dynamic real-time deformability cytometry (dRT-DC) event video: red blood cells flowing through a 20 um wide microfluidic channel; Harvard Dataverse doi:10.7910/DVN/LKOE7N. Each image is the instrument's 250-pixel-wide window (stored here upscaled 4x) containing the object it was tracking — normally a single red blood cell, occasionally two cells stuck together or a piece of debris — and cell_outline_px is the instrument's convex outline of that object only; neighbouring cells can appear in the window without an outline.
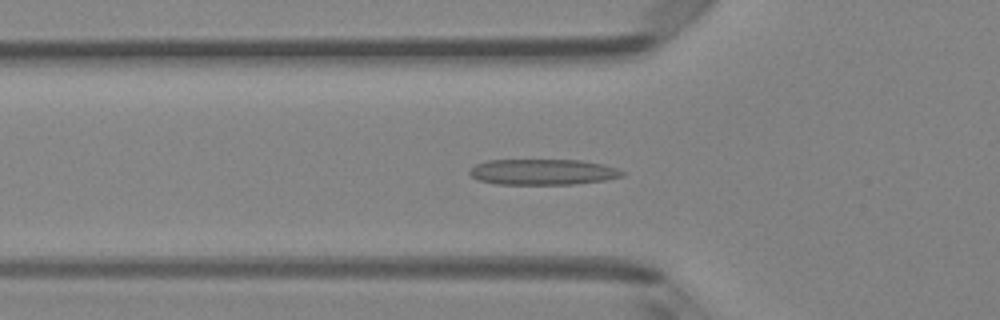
{"species": "Egyptian fruit bat (a non-hibernating species)", "species_latin": "Rousettus aegyptiacus", "temperature_condition": "room temperature", "stored_images_in_passage": 30, "camera_frame_rate_fps": 3000, "um_per_image_px": 0.085, "animal": {"sex": "female"}, "frame": {"image": 1, "passage_image": 2, "time_ms": 0.333, "image_size_px": [1000, 320], "cell_outline_px": [[624, 176], [604, 180], [576, 184], [496, 184], [476, 180], [468, 172], [476, 164], [488, 160], [580, 160], [604, 164], [616, 168], [624, 172]], "centroid_in_image_um": [46.13, 14.62], "position_along_channel_um": 79.7, "area_um2": 22.95}}
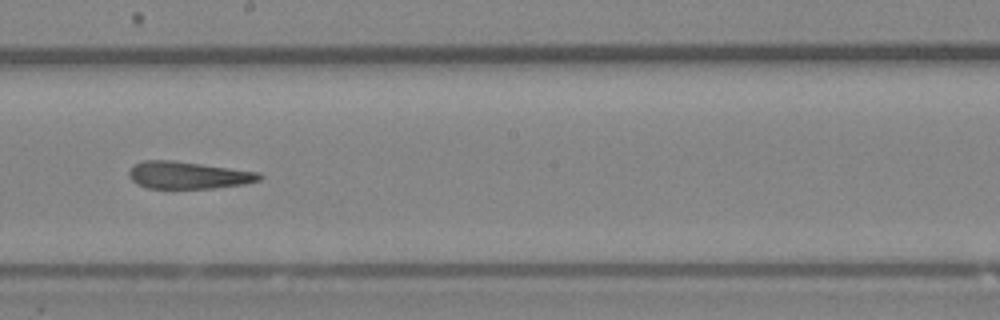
{"frame": {"image": 2, "passage_image": 13, "time_ms": 4.0, "image_size_px": [1000, 320], "cell_outline_px": [[264, 176], [260, 180], [244, 184], [212, 188], [148, 188], [136, 184], [128, 176], [128, 172], [136, 164], [144, 160], [172, 160], [260, 172]], "centroid_in_image_um": [16.01, 14.89], "position_along_channel_um": 232.2, "area_um2": 20.63}}
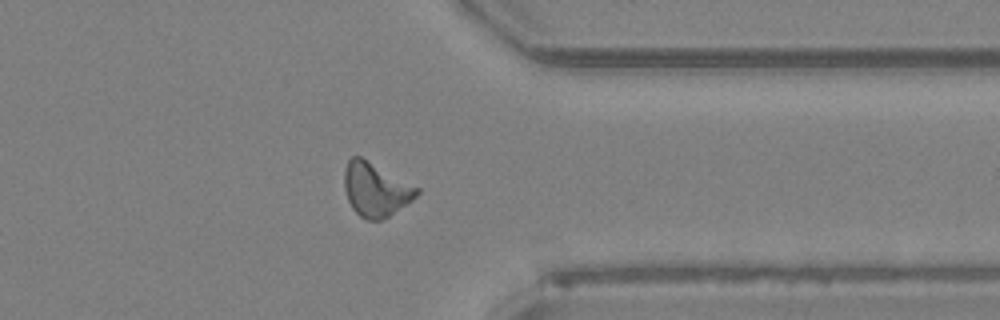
{"frame": {"image": 3, "passage_image": 24, "time_ms": 7.667, "image_size_px": [1000, 320], "cell_outline_px": [[420, 192], [412, 200], [388, 216], [380, 220], [368, 220], [360, 216], [352, 208], [348, 200], [344, 188], [344, 168], [348, 160], [352, 156], [360, 156], [420, 188]], "centroid_in_image_um": [31.91, 16.1], "position_along_channel_um": 379.5, "area_um2": 22.54}}